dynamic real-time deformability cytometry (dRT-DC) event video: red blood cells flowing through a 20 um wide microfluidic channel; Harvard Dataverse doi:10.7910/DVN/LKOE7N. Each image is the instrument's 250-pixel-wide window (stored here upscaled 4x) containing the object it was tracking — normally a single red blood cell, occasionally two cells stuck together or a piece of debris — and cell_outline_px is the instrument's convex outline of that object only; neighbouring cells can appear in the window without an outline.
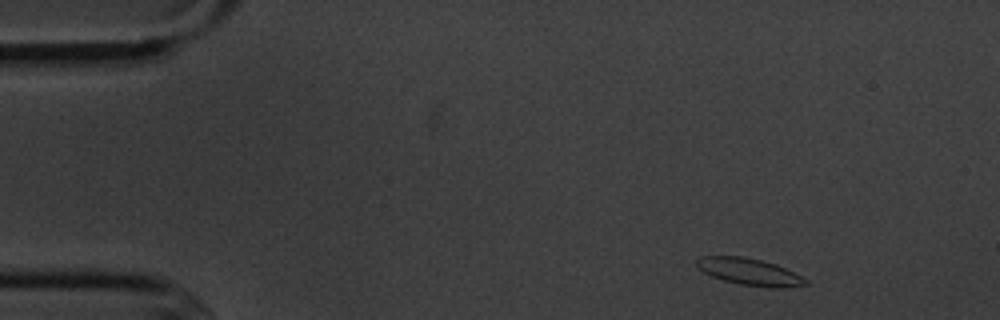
{"species": "common noctule bat (a hibernating species)", "species_latin": "Nyctalus noctula", "temperature_condition": "cold", "stored_images_in_passage": 11, "camera_frame_rate_fps": 3000, "um_per_image_px": 0.085, "animal": {"sex": "male", "body_mass_g": 20.1, "forearm_length_mm": 53.5}, "frame": {"image": 1, "passage_image": 1, "time_ms": 0.0, "image_size_px": [1000, 320], "cell_outline_px": [[808, 284], [788, 288], [772, 288], [740, 284], [724, 280], [712, 276], [696, 268], [696, 260], [700, 256], [744, 256], [776, 264], [808, 280]], "centroid_in_image_um": [63.69, 23.1], "position_along_channel_um": 21.3, "area_um2": 17.05}}
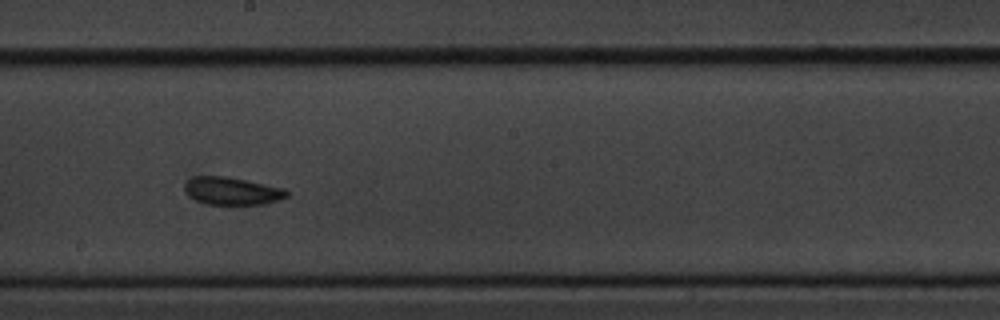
{"frame": {"image": 2, "passage_image": 7, "time_ms": 8.0, "image_size_px": [1000, 320], "cell_outline_px": [[288, 196], [280, 200], [264, 204], [208, 204], [196, 200], [188, 196], [184, 188], [184, 184], [192, 176], [228, 176], [284, 188], [288, 192]], "centroid_in_image_um": [19.72, 16.22], "position_along_channel_um": 228.5, "area_um2": 16.53}}
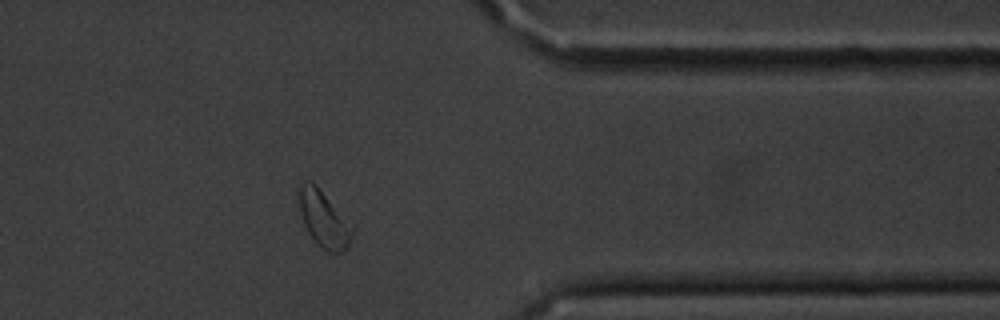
{"frame": {"image": 3, "passage_image": 11, "time_ms": 12.667, "image_size_px": [1000, 320], "cell_outline_px": [[356, 228], [348, 248], [340, 252], [328, 252], [320, 248], [308, 232], [304, 224], [300, 212], [300, 184], [304, 180], [308, 180], [316, 184], [356, 224]], "centroid_in_image_um": [27.62, 18.63], "position_along_channel_um": 383.8, "area_um2": 18.26}, "authors_computed_cell_mechanics": {"area_um2": 16.5886, "velocity_mm_per_s": 3.5936, "shape_relaxation_time_tau1_ms": 2.7841, "shape_relaxation_time_tau2_ms": 3.3803, "deformation_change_tau1": 0.0772, "deformation_change_tau2": 0.062}}